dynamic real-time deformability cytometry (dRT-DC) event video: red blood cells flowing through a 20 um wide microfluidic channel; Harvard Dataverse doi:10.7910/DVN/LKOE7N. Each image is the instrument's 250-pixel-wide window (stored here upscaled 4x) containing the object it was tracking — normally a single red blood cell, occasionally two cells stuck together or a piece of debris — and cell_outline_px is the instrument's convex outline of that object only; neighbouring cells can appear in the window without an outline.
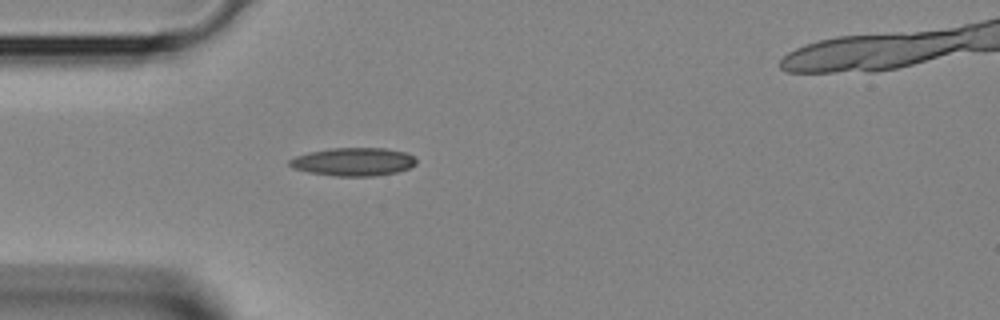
{"species": "Egyptian fruit bat (a non-hibernating species)", "species_latin": "Rousettus aegyptiacus", "temperature_condition": "room temperature", "stored_images_in_passage": 3, "camera_frame_rate_fps": 3000, "um_per_image_px": 0.085, "animal": {"sex": "female"}, "frame": {"image": 1, "passage_image": 2, "time_ms": 0.333, "image_size_px": [1000, 320], "cell_outline_px": [[416, 164], [408, 168], [396, 172], [372, 176], [336, 176], [308, 172], [292, 168], [288, 164], [288, 160], [296, 156], [308, 152], [328, 148], [384, 148], [404, 152], [412, 156], [416, 160]], "centroid_in_image_um": [29.99, 13.75], "position_along_channel_um": 55.0, "area_um2": 20.75}}